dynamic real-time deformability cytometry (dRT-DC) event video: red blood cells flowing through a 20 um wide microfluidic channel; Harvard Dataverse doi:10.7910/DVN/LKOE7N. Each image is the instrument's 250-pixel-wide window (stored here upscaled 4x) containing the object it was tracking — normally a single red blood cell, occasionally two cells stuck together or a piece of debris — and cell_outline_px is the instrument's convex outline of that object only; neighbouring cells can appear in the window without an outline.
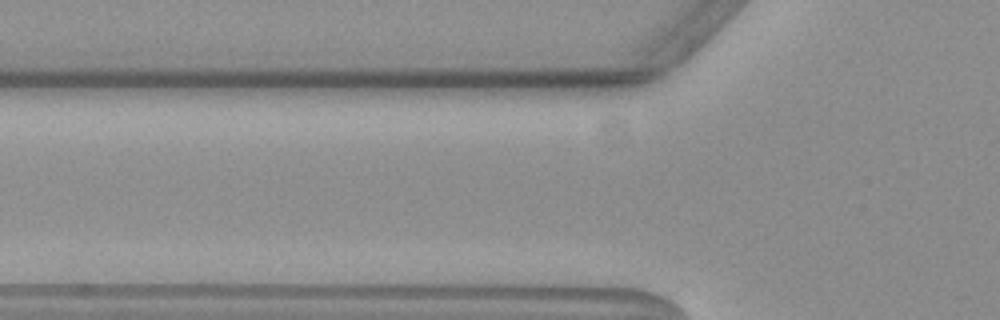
{"species": "common noctule bat (a hibernating species)", "species_latin": "Nyctalus noctula", "temperature_condition": "warm", "stored_images_in_passage": 5, "camera_frame_rate_fps": 3000, "um_per_image_px": 0.085, "animal": {"sex": "female", "body_mass_g": 19.3, "forearm_length_mm": 54.1}, "frame": {"image": 1, "passage_image": 2, "time_ms": 0.333, "image_size_px": [1000, 320], "cell_outline_px": [[204, 188], [200, 192], [188, 200], [176, 204], [108, 200], [104, 192], [104, 188], [112, 180], [196, 180]], "centroid_in_image_um": [12.98, 16.22], "position_along_channel_um": 112.8, "area_um2": 14.39}}